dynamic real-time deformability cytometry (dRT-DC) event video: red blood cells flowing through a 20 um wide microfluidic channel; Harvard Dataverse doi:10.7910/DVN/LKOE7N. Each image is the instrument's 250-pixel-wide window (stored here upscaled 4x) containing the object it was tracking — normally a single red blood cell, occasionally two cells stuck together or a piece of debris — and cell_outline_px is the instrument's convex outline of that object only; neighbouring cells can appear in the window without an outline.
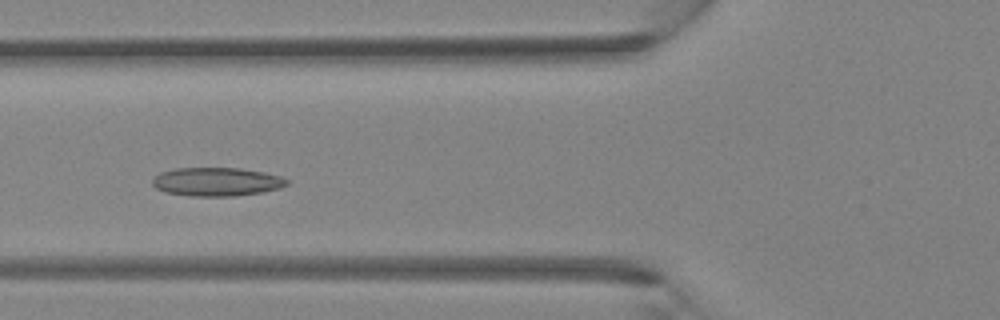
{"species": "Egyptian fruit bat (a non-hibernating species)", "species_latin": "Rousettus aegyptiacus", "temperature_condition": "room temperature", "stored_images_in_passage": 5, "camera_frame_rate_fps": 3000, "um_per_image_px": 0.085, "animal": {"sex": "female"}, "frame": {"image": 1, "passage_image": 4, "time_ms": 1.0, "image_size_px": [1000, 320], "cell_outline_px": [[288, 184], [280, 188], [264, 192], [236, 196], [192, 196], [164, 192], [156, 188], [152, 184], [152, 180], [160, 172], [176, 168], [240, 168], [264, 172], [280, 176], [288, 180]], "centroid_in_image_um": [18.43, 15.45], "position_along_channel_um": 107.4, "area_um2": 22.48}}
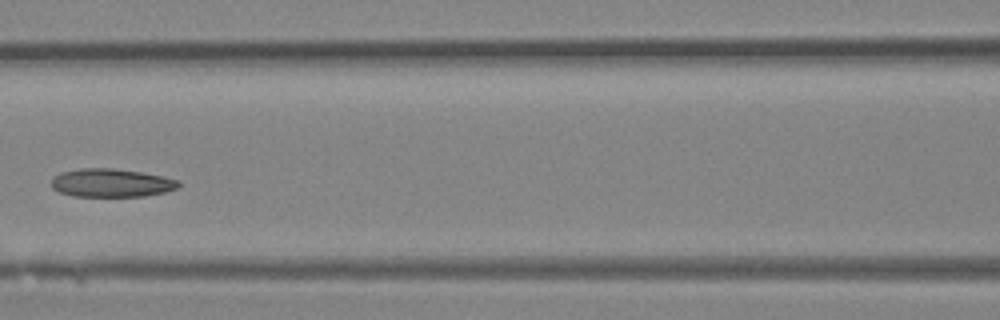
{"frame": {"image": 2, "passage_image": 5, "time_ms": 1.333, "image_size_px": [1000, 320], "cell_outline_px": [[180, 184], [176, 188], [164, 192], [144, 196], [72, 196], [60, 192], [52, 188], [52, 180], [60, 172], [80, 168], [112, 168], [140, 172], [164, 176], [180, 180]], "centroid_in_image_um": [9.47, 15.54], "position_along_channel_um": 157.1, "area_um2": 20.92}}